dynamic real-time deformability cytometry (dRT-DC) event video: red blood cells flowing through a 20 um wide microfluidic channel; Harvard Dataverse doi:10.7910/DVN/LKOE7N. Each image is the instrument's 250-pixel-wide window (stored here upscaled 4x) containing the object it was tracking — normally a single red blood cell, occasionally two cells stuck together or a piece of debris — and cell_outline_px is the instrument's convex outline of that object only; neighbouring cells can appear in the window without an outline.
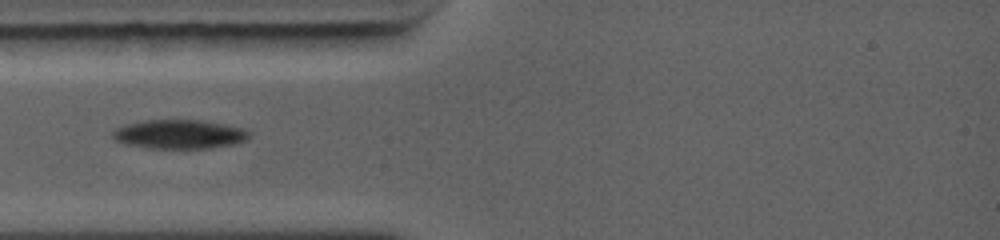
{"species": "common noctule bat (a hibernating species)", "species_latin": "Nyctalus noctula", "temperature_condition": "warm", "stored_images_in_passage": 5, "camera_frame_rate_fps": 5000, "um_per_image_px": 0.085, "animal": {"sex": "female", "body_mass_g": 19.0, "forearm_length_mm": 56.7}, "frame": {"image": 1, "passage_image": 1, "time_ms": 0.0, "image_size_px": [1000, 240], "cell_outline_px": [[252, 136], [248, 140], [236, 144], [208, 148], [148, 148], [124, 144], [116, 140], [112, 136], [112, 132], [116, 128], [124, 124], [144, 120], [200, 120], [224, 124], [244, 128], [252, 132]], "centroid_in_image_um": [15.29, 11.41], "position_along_channel_um": 69.7, "area_um2": 23.41}}
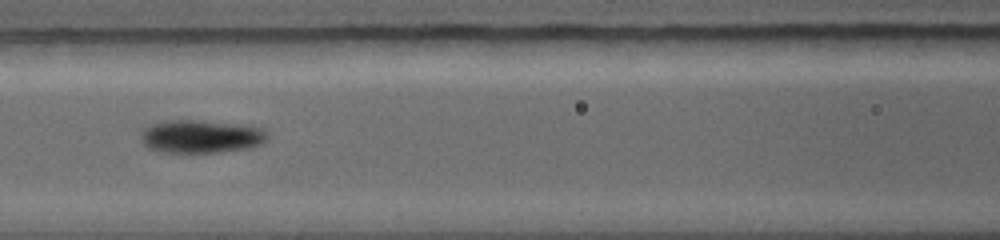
{"frame": {"image": 2, "passage_image": 4, "time_ms": 1.8, "image_size_px": [1000, 240], "cell_outline_px": [[268, 136], [260, 144], [252, 148], [220, 152], [160, 152], [148, 148], [140, 140], [140, 136], [144, 128], [152, 124], [164, 120], [204, 120], [240, 124], [264, 128]], "centroid_in_image_um": [17.08, 11.59], "position_along_channel_um": 149.5, "area_um2": 24.68}}